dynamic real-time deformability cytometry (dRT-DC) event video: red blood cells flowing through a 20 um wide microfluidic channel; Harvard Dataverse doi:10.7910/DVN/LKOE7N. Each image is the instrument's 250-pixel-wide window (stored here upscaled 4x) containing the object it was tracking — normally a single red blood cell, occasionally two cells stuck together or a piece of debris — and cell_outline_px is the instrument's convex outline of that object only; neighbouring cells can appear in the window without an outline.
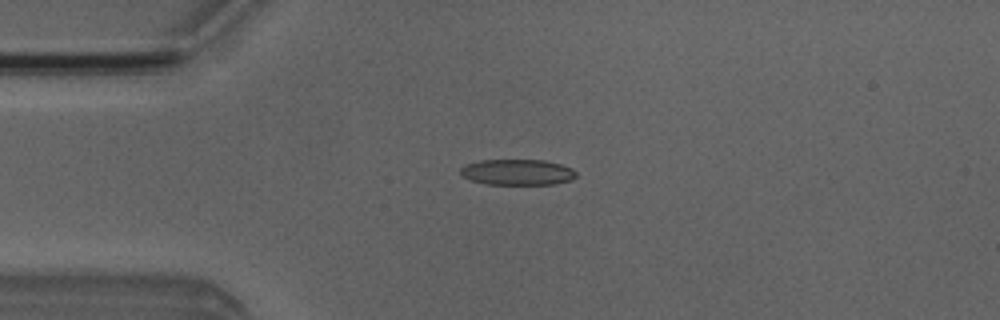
{"species": "Egyptian fruit bat (a non-hibernating species)", "species_latin": "Rousettus aegyptiacus", "temperature_condition": "room temperature", "stored_images_in_passage": 7, "camera_frame_rate_fps": 3000, "um_per_image_px": 0.085, "animal": {"sex": "male"}, "frame": {"image": 1, "passage_image": 4, "time_ms": 3.667, "image_size_px": [1000, 320], "cell_outline_px": [[576, 176], [572, 180], [552, 184], [488, 184], [472, 180], [464, 176], [460, 172], [460, 168], [464, 164], [480, 160], [544, 160], [560, 164], [572, 168], [576, 172]], "centroid_in_image_um": [43.98, 14.62], "position_along_channel_um": 41.0, "area_um2": 17.34}}